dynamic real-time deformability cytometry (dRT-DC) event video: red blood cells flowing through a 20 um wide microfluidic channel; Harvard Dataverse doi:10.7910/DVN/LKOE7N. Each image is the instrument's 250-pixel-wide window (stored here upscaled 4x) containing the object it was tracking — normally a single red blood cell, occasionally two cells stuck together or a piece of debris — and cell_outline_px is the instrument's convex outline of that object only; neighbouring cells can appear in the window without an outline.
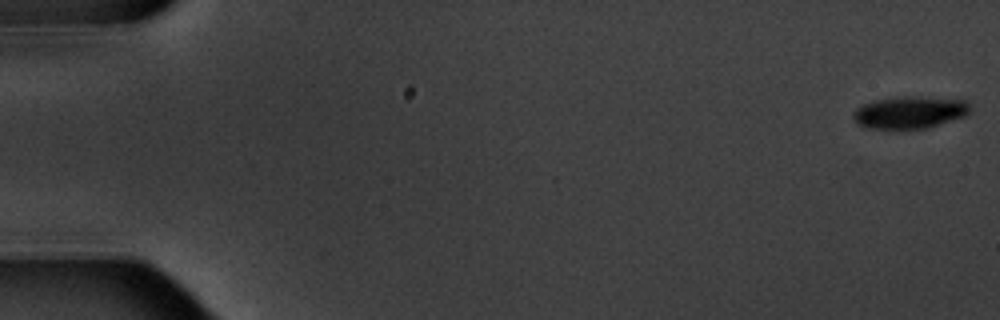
{"species": "common noctule bat (a hibernating species)", "species_latin": "Nyctalus noctula", "temperature_condition": "warm", "stored_images_in_passage": 5, "camera_frame_rate_fps": 3000, "um_per_image_px": 0.085, "animal": {"sex": "male", "body_mass_g": 20.1, "forearm_length_mm": 53.5}, "frame": {"image": 1, "passage_image": 1, "time_ms": 0.0, "image_size_px": [1000, 320], "cell_outline_px": [[968, 112], [964, 116], [928, 128], [868, 128], [860, 124], [852, 116], [856, 108], [864, 104], [876, 100], [896, 96], [916, 96], [964, 100], [968, 104]], "centroid_in_image_um": [77.31, 9.54], "position_along_channel_um": 7.7, "area_um2": 21.56}}
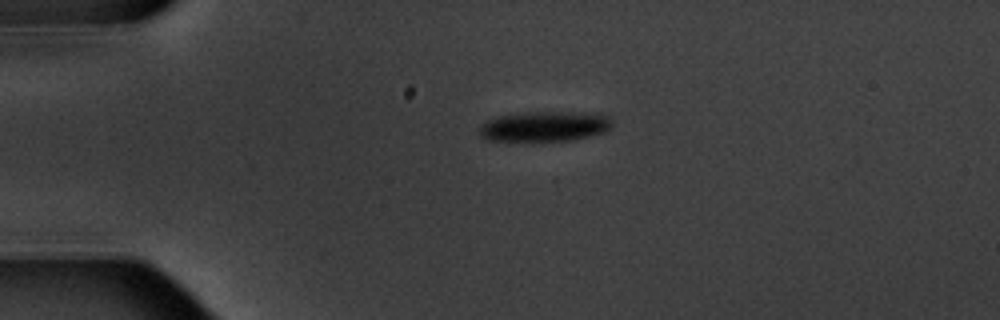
{"frame": {"image": 2, "passage_image": 4, "time_ms": 4.333, "image_size_px": [1000, 320], "cell_outline_px": [[612, 128], [604, 132], [572, 140], [484, 140], [480, 136], [480, 124], [496, 116], [528, 112], [568, 112], [608, 116], [612, 120]], "centroid_in_image_um": [46.25, 10.74], "position_along_channel_um": 38.7, "area_um2": 23.0}}